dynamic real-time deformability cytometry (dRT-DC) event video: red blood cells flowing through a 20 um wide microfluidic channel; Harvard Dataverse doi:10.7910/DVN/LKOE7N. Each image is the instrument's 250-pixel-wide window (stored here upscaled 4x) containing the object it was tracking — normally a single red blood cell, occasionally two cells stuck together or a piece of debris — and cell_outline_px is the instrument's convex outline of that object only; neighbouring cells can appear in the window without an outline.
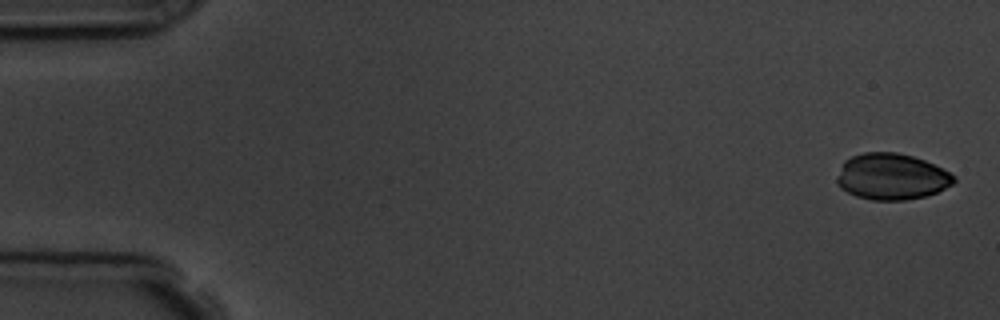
{"species": "common noctule bat (a hibernating species)", "species_latin": "Nyctalus noctula", "temperature_condition": "room temperature", "stored_images_in_passage": 6, "camera_frame_rate_fps": 3000, "um_per_image_px": 0.085, "animal": {"sex": "male", "body_mass_g": 19.5, "forearm_length_mm": 54.6}, "frame": {"image": 1, "passage_image": 1, "time_ms": 0.0, "image_size_px": [1000, 320], "cell_outline_px": [[956, 180], [952, 184], [936, 192], [924, 196], [904, 200], [872, 200], [856, 196], [840, 188], [836, 184], [836, 176], [844, 160], [852, 156], [864, 152], [896, 152], [912, 156], [924, 160], [956, 176]], "centroid_in_image_um": [75.74, 15.01], "position_along_channel_um": 9.3, "area_um2": 31.44}}